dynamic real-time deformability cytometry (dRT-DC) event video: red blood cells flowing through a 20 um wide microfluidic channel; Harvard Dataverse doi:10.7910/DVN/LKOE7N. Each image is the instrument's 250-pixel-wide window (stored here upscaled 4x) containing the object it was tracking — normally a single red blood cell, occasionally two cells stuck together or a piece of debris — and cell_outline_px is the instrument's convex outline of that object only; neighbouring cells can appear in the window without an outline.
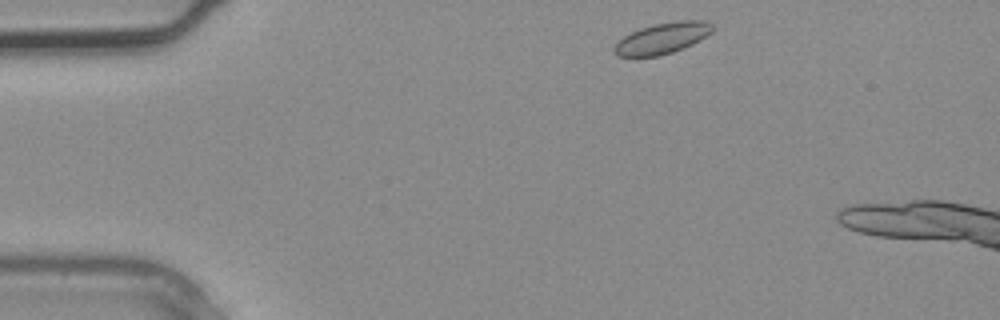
{"species": "common noctule bat (a hibernating species)", "species_latin": "Nyctalus noctula", "temperature_condition": "warm", "stored_images_in_passage": 4, "segment_of_instrument_passage": [2, 2], "camera_frame_rate_fps": 3000, "um_per_image_px": 0.085, "animal": {"sex": "male", "body_mass_g": 20.4}, "frame": {"image": 1, "passage_image": 4, "time_ms": 1.0, "image_size_px": [1000, 320], "cell_outline_px": [[716, 28], [712, 32], [692, 44], [672, 52], [660, 56], [616, 56], [612, 52], [612, 48], [624, 36], [640, 28], [656, 24], [676, 20], [704, 20], [712, 24]], "centroid_in_image_um": [56.31, 3.24], "position_along_channel_um": 28.7, "area_um2": 17.74}}